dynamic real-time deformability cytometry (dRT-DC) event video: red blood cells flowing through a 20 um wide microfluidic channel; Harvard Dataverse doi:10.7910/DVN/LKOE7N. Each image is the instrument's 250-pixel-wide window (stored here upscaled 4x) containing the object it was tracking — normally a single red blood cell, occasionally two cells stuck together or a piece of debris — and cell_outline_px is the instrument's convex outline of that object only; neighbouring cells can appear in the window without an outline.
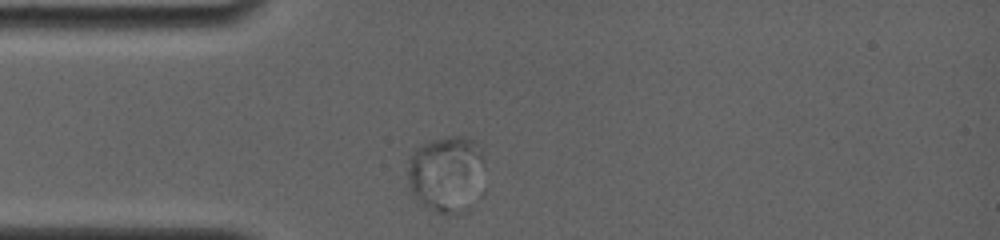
{"species": "common noctule bat (a hibernating species)", "species_latin": "Nyctalus noctula", "temperature_condition": "room temperature", "stored_images_in_passage": 7, "segment_of_instrument_passage": [1, 3], "camera_frame_rate_fps": 4000, "um_per_image_px": 0.085, "animal": {"sex": "female", "body_mass_g": 19.0, "forearm_length_mm": 56.7}, "frame": {"image": 1, "passage_image": 1, "time_ms": 0.0, "image_size_px": [1000, 240], "cell_outline_px": [[480, 160], [448, 212], [440, 212], [424, 204], [412, 192], [408, 180], [408, 160], [412, 152], [424, 144], [432, 140], [448, 136], [464, 136], [472, 140], [480, 148]], "centroid_in_image_um": [37.59, 14.47], "position_along_channel_um": 47.4, "area_um2": 28.32}}